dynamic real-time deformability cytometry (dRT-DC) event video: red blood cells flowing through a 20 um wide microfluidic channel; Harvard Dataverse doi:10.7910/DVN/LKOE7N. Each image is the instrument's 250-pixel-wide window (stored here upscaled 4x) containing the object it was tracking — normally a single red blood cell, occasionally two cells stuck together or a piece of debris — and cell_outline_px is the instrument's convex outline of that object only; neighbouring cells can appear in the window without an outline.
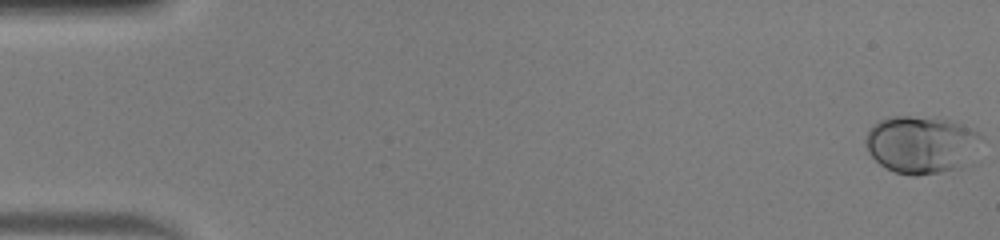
{"species": "human", "species_latin": "Homo sapiens", "temperature_condition": "warm", "stored_images_in_passage": 49, "camera_frame_rate_fps": 3000, "um_per_image_px": 0.085, "donor": {"sex": "male"}, "frame": {"image": 1, "passage_image": 1, "time_ms": 0.0, "image_size_px": [1000, 240], "cell_outline_px": [[980, 136], [964, 168], [916, 176], [912, 176], [896, 172], [880, 164], [868, 152], [864, 144], [864, 140], [868, 128], [872, 124], [888, 116], [908, 116], [948, 120], [960, 124], [980, 132]], "centroid_in_image_um": [78.23, 12.29], "position_along_channel_um": 6.8, "area_um2": 38.49}}
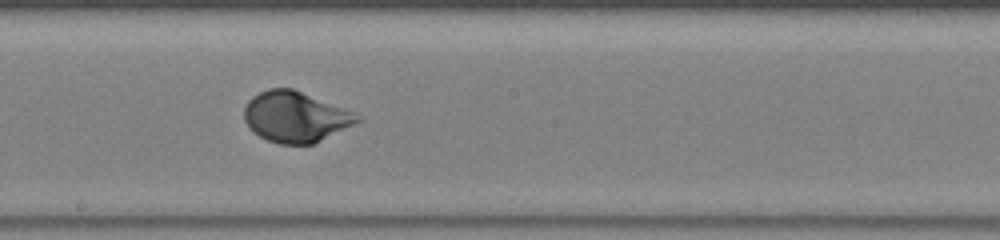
{"frame": {"image": 2, "passage_image": 28, "time_ms": 9.0, "image_size_px": [1000, 240], "cell_outline_px": [[364, 120], [356, 124], [312, 144], [280, 144], [268, 140], [252, 132], [248, 128], [244, 120], [244, 108], [248, 100], [252, 96], [268, 88], [292, 88], [356, 112], [364, 116]], "centroid_in_image_um": [25.14, 9.93], "position_along_channel_um": 223.1, "area_um2": 33.76}}
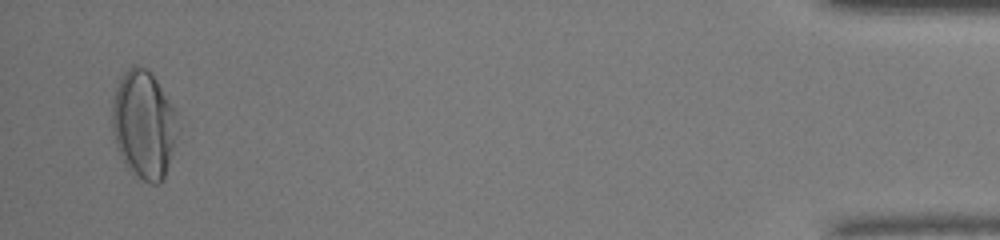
{"frame": {"image": 3, "passage_image": 48, "time_ms": 15.667, "image_size_px": [1000, 240], "cell_outline_px": [[180, 128], [164, 180], [160, 184], [152, 184], [144, 180], [124, 164], [120, 156], [116, 144], [112, 128], [112, 104], [116, 88], [124, 72], [132, 64], [140, 64], [152, 72], [168, 100], [172, 108]], "centroid_in_image_um": [12.23, 10.58], "position_along_channel_um": 423.0, "area_um2": 41.27}, "authors_computed_cell_mechanics": {"area_um2": 33.524, "velocity_mm_per_s": 4.2198, "shape_relaxation_time_tau1_ms": 2.5649, "shape_relaxation_time_tau2_ms": null, "deformation_change_tau1": 0.1714, "deformation_change_tau2": null}}